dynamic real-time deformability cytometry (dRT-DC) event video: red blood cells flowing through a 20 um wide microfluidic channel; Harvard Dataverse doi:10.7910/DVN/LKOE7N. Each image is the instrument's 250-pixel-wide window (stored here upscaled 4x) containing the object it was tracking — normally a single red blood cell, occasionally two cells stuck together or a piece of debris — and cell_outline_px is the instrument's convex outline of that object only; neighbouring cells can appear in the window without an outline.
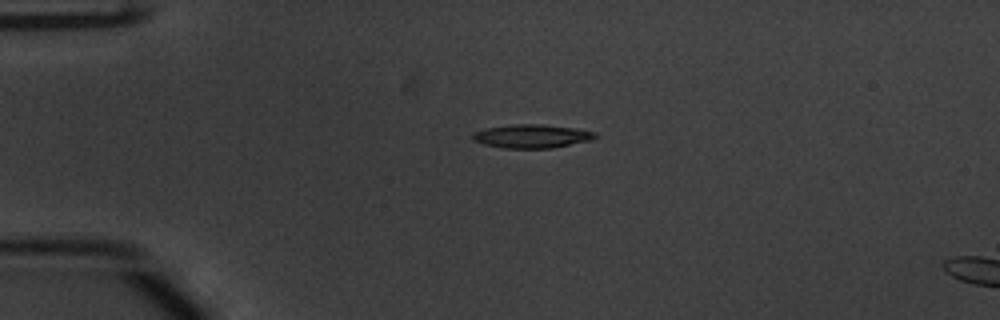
{"species": "common noctule bat (a hibernating species)", "species_latin": "Nyctalus noctula", "temperature_condition": "warm", "stored_images_in_passage": 16, "camera_frame_rate_fps": 3000, "um_per_image_px": 0.085, "animal": {"sex": "male", "body_mass_g": 20.1, "forearm_length_mm": 53.5}, "frame": {"image": 1, "passage_image": 12, "time_ms": 3.667, "image_size_px": [1000, 320], "cell_outline_px": [[600, 136], [592, 140], [552, 148], [504, 148], [484, 144], [472, 140], [472, 136], [476, 132], [488, 128], [516, 124], [540, 124], [572, 128], [596, 132]], "centroid_in_image_um": [45.26, 11.58], "position_along_channel_um": 39.7, "area_um2": 16.65}}